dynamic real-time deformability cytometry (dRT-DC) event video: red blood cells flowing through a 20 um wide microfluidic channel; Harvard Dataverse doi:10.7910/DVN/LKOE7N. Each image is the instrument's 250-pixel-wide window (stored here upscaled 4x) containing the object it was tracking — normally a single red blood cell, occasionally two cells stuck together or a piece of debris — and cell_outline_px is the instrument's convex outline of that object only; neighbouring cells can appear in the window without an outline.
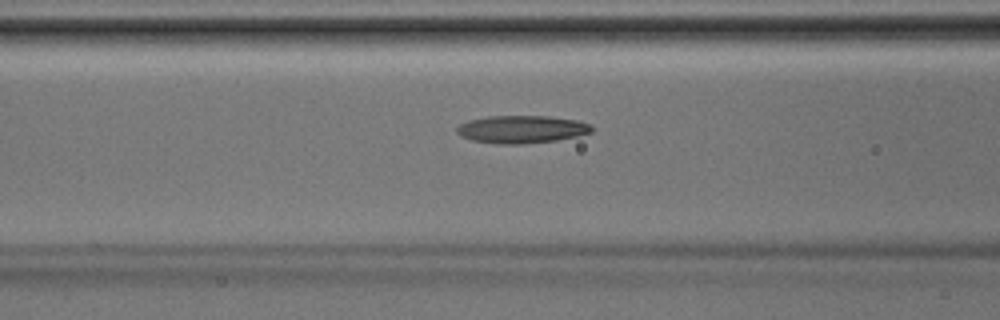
{"species": "Egyptian fruit bat (a non-hibernating species)", "species_latin": "Rousettus aegyptiacus", "temperature_condition": "room temperature", "stored_images_in_passage": 36, "camera_frame_rate_fps": 3000, "um_per_image_px": 0.085, "animal": {"sex": "male"}, "frame": {"image": 1, "passage_image": 16, "time_ms": 5.0, "image_size_px": [1000, 320], "cell_outline_px": [[592, 132], [576, 136], [556, 140], [524, 144], [496, 144], [472, 140], [460, 136], [456, 132], [456, 128], [460, 124], [468, 120], [488, 116], [548, 116], [576, 120], [592, 124]], "centroid_in_image_um": [44.32, 10.99], "position_along_channel_um": 122.3, "area_um2": 21.85}}
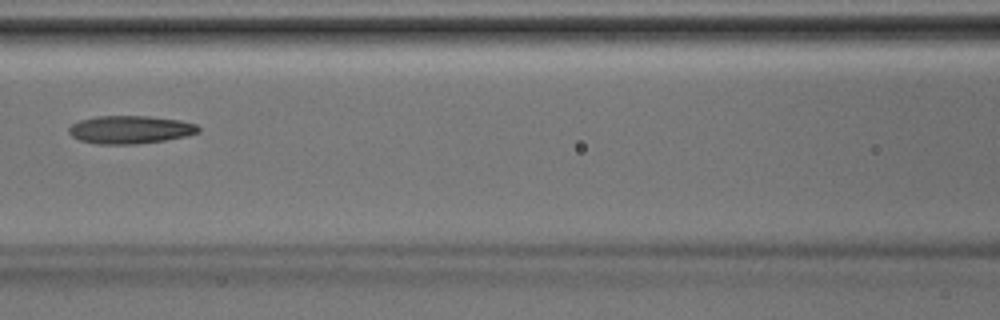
{"frame": {"image": 2, "passage_image": 18, "time_ms": 5.667, "image_size_px": [1000, 320], "cell_outline_px": [[200, 132], [184, 136], [164, 140], [136, 144], [96, 144], [80, 140], [72, 136], [68, 132], [68, 128], [72, 124], [80, 120], [96, 116], [148, 116], [180, 120], [196, 124], [200, 128]], "centroid_in_image_um": [11.05, 11.01], "position_along_channel_um": 155.6, "area_um2": 21.1}}
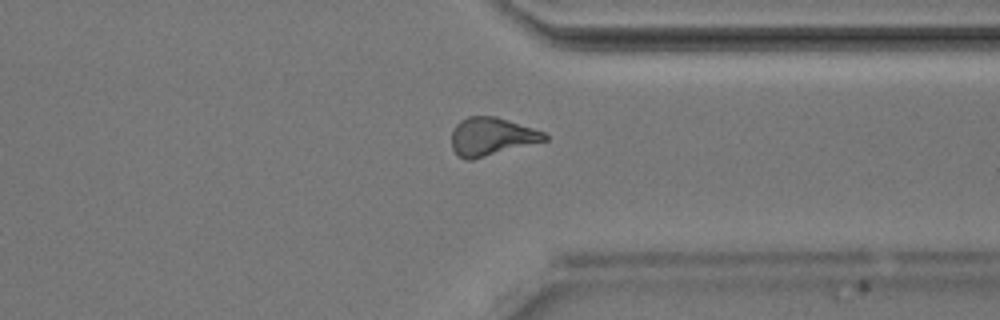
{"frame": {"image": 3, "passage_image": 31, "time_ms": 10.0, "image_size_px": [1000, 320], "cell_outline_px": [[548, 140], [472, 160], [464, 160], [456, 156], [452, 148], [452, 132], [456, 124], [460, 120], [468, 116], [496, 116], [544, 132], [548, 136]], "centroid_in_image_um": [41.75, 11.62], "position_along_channel_um": 369.6, "area_um2": 20.75}}